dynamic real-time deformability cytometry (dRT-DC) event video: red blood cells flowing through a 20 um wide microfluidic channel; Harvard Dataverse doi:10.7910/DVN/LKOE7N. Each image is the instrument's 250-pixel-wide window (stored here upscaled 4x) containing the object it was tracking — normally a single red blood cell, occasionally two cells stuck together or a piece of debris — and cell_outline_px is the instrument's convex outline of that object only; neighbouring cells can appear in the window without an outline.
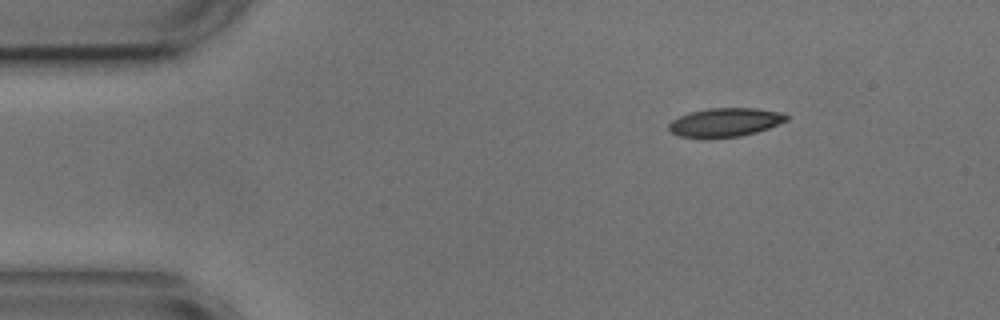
{"species": "common noctule bat (a hibernating species)", "species_latin": "Nyctalus noctula", "temperature_condition": "cold", "stored_images_in_passage": 3, "camera_frame_rate_fps": 3000, "um_per_image_px": 0.085, "animal": {"sex": "male", "body_mass_g": 17.9, "forearm_length_mm": 54.2}, "frame": {"image": 1, "passage_image": 1, "time_ms": 0.0, "image_size_px": [1000, 320], "cell_outline_px": [[788, 120], [768, 128], [756, 132], [740, 136], [680, 136], [672, 132], [668, 128], [668, 124], [672, 120], [680, 116], [692, 112], [708, 108], [756, 108], [784, 112], [788, 116]], "centroid_in_image_um": [61.7, 10.36], "position_along_channel_um": 23.3, "area_um2": 19.19}}